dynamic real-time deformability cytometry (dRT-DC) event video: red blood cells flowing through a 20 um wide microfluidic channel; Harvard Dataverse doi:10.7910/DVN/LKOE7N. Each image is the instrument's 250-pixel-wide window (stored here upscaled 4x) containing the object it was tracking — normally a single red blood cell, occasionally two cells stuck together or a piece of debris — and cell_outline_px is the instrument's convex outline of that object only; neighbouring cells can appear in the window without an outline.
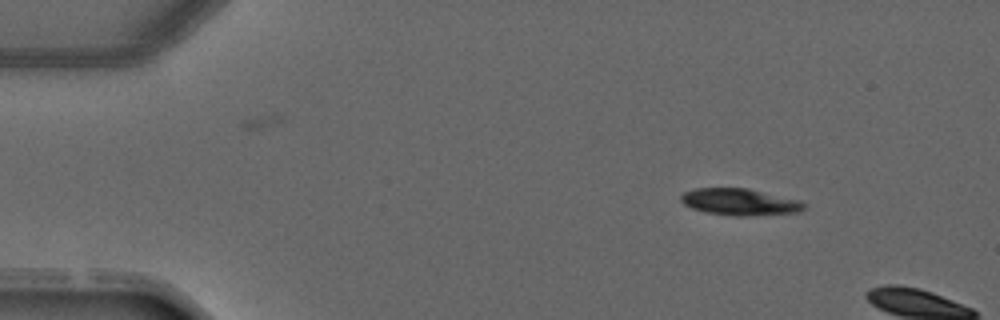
{"species": "common noctule bat (a hibernating species)", "species_latin": "Nyctalus noctula", "temperature_condition": "warm", "stored_images_in_passage": 2, "camera_frame_rate_fps": 3000, "um_per_image_px": 0.085, "animal": {"sex": "male", "forearm_length_mm": 52.5}, "frame": {"image": 1, "passage_image": 1, "time_ms": 0.0, "image_size_px": [1000, 320], "cell_outline_px": [[808, 204], [804, 208], [796, 212], [748, 216], [736, 216], [704, 212], [692, 208], [684, 204], [680, 200], [680, 196], [684, 192], [696, 188], [748, 188], [800, 200]], "centroid_in_image_um": [62.88, 17.16], "position_along_channel_um": 22.1, "area_um2": 19.19}}